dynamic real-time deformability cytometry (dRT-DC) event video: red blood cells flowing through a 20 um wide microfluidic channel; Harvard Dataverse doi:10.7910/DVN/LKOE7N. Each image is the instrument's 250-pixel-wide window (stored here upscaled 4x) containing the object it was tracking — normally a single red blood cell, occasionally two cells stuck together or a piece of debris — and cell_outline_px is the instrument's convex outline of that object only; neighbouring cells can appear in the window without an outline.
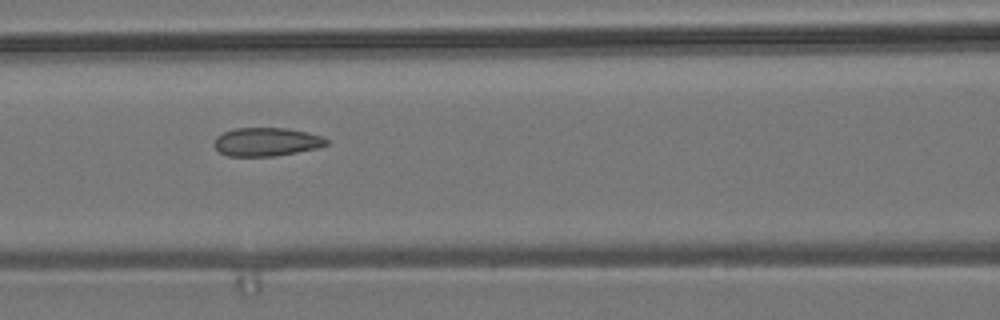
{"species": "common noctule bat (a hibernating species)", "species_latin": "Nyctalus noctula", "temperature_condition": "room temperature", "stored_images_in_passage": 10, "camera_frame_rate_fps": 3000, "um_per_image_px": 0.085, "animal": {"sex": "male", "body_mass_g": 19.2, "forearm_length_mm": 51.8}, "frame": {"image": 1, "passage_image": 8, "time_ms": 8.0, "image_size_px": [1000, 320], "cell_outline_px": [[328, 144], [316, 148], [276, 156], [228, 156], [220, 152], [216, 148], [216, 136], [224, 132], [236, 128], [288, 128], [308, 132], [324, 136], [328, 140]], "centroid_in_image_um": [22.69, 12.05], "position_along_channel_um": 143.9, "area_um2": 18.55}}
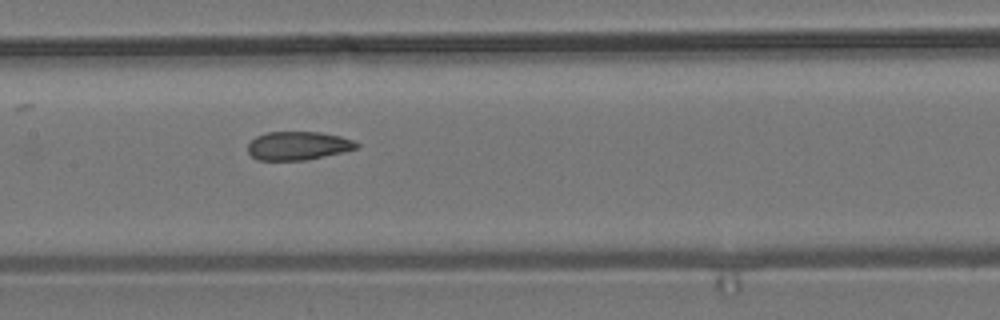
{"frame": {"image": 2, "passage_image": 9, "time_ms": 9.0, "image_size_px": [1000, 320], "cell_outline_px": [[360, 148], [304, 160], [256, 160], [248, 152], [248, 144], [256, 136], [268, 132], [320, 132], [340, 136], [352, 140], [360, 144]], "centroid_in_image_um": [25.33, 12.38], "position_along_channel_um": 182.1, "area_um2": 17.98}}
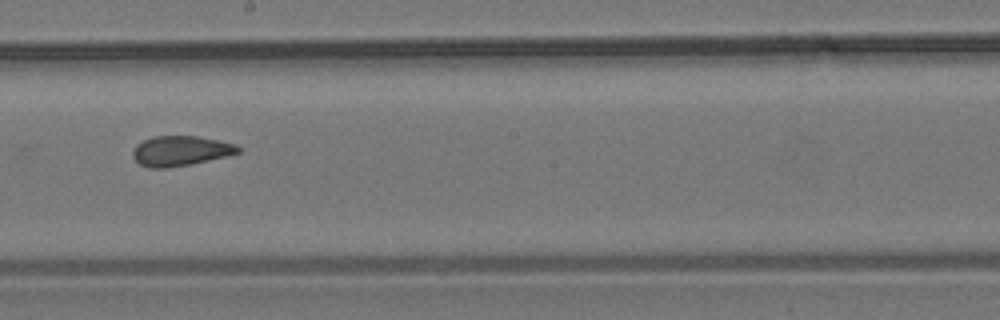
{"frame": {"image": 3, "passage_image": 10, "time_ms": 10.333, "image_size_px": [1000, 320], "cell_outline_px": [[240, 152], [192, 164], [164, 168], [148, 168], [140, 164], [132, 156], [132, 152], [136, 144], [152, 136], [196, 136], [220, 140], [236, 144], [240, 148]], "centroid_in_image_um": [15.32, 12.82], "position_along_channel_um": 232.9, "area_um2": 18.38}}